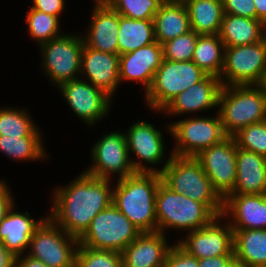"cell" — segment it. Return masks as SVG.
Returning a JSON list of instances; mask_svg holds the SVG:
<instances>
[{
    "mask_svg": "<svg viewBox=\"0 0 266 267\" xmlns=\"http://www.w3.org/2000/svg\"><path fill=\"white\" fill-rule=\"evenodd\" d=\"M112 181L84 171L63 186H55L47 215L69 235L79 239L92 219L112 204Z\"/></svg>",
    "mask_w": 266,
    "mask_h": 267,
    "instance_id": "obj_1",
    "label": "cell"
},
{
    "mask_svg": "<svg viewBox=\"0 0 266 267\" xmlns=\"http://www.w3.org/2000/svg\"><path fill=\"white\" fill-rule=\"evenodd\" d=\"M113 185L114 206L142 233L157 231L156 192L162 182L161 173L135 172Z\"/></svg>",
    "mask_w": 266,
    "mask_h": 267,
    "instance_id": "obj_2",
    "label": "cell"
},
{
    "mask_svg": "<svg viewBox=\"0 0 266 267\" xmlns=\"http://www.w3.org/2000/svg\"><path fill=\"white\" fill-rule=\"evenodd\" d=\"M155 209L157 231L167 236L172 229L186 233L198 230L217 216L206 204L172 191L163 182L156 192Z\"/></svg>",
    "mask_w": 266,
    "mask_h": 267,
    "instance_id": "obj_3",
    "label": "cell"
},
{
    "mask_svg": "<svg viewBox=\"0 0 266 267\" xmlns=\"http://www.w3.org/2000/svg\"><path fill=\"white\" fill-rule=\"evenodd\" d=\"M162 182L172 191L206 204L217 216L223 214L224 200L214 190L195 157L173 155L161 172Z\"/></svg>",
    "mask_w": 266,
    "mask_h": 267,
    "instance_id": "obj_4",
    "label": "cell"
},
{
    "mask_svg": "<svg viewBox=\"0 0 266 267\" xmlns=\"http://www.w3.org/2000/svg\"><path fill=\"white\" fill-rule=\"evenodd\" d=\"M218 112L225 134L233 136L250 124L266 120V93L260 85L222 86Z\"/></svg>",
    "mask_w": 266,
    "mask_h": 267,
    "instance_id": "obj_5",
    "label": "cell"
},
{
    "mask_svg": "<svg viewBox=\"0 0 266 267\" xmlns=\"http://www.w3.org/2000/svg\"><path fill=\"white\" fill-rule=\"evenodd\" d=\"M84 46L82 34L67 32L38 46L41 54L40 69L57 87L59 84L80 78Z\"/></svg>",
    "mask_w": 266,
    "mask_h": 267,
    "instance_id": "obj_6",
    "label": "cell"
},
{
    "mask_svg": "<svg viewBox=\"0 0 266 267\" xmlns=\"http://www.w3.org/2000/svg\"><path fill=\"white\" fill-rule=\"evenodd\" d=\"M165 128V133L169 132L174 138L171 153L183 157H195L227 137L218 111L213 117L188 115L167 124Z\"/></svg>",
    "mask_w": 266,
    "mask_h": 267,
    "instance_id": "obj_7",
    "label": "cell"
},
{
    "mask_svg": "<svg viewBox=\"0 0 266 267\" xmlns=\"http://www.w3.org/2000/svg\"><path fill=\"white\" fill-rule=\"evenodd\" d=\"M207 74L192 60L178 62L162 60L149 90L143 94L144 102L153 113H159L172 99L194 84L202 81Z\"/></svg>",
    "mask_w": 266,
    "mask_h": 267,
    "instance_id": "obj_8",
    "label": "cell"
},
{
    "mask_svg": "<svg viewBox=\"0 0 266 267\" xmlns=\"http://www.w3.org/2000/svg\"><path fill=\"white\" fill-rule=\"evenodd\" d=\"M141 233L112 203L92 219L78 242L89 248L122 252Z\"/></svg>",
    "mask_w": 266,
    "mask_h": 267,
    "instance_id": "obj_9",
    "label": "cell"
},
{
    "mask_svg": "<svg viewBox=\"0 0 266 267\" xmlns=\"http://www.w3.org/2000/svg\"><path fill=\"white\" fill-rule=\"evenodd\" d=\"M127 129V132L124 133L129 158L135 172L161 173L172 157V153L169 151L170 155L166 158L165 154L168 153L165 151L168 148H165L166 142L161 128L158 129L157 125L141 119L131 123ZM157 165L162 167L158 169V167L156 168Z\"/></svg>",
    "mask_w": 266,
    "mask_h": 267,
    "instance_id": "obj_10",
    "label": "cell"
},
{
    "mask_svg": "<svg viewBox=\"0 0 266 267\" xmlns=\"http://www.w3.org/2000/svg\"><path fill=\"white\" fill-rule=\"evenodd\" d=\"M78 239L61 229L49 216L35 229L26 255L48 267H75Z\"/></svg>",
    "mask_w": 266,
    "mask_h": 267,
    "instance_id": "obj_11",
    "label": "cell"
},
{
    "mask_svg": "<svg viewBox=\"0 0 266 267\" xmlns=\"http://www.w3.org/2000/svg\"><path fill=\"white\" fill-rule=\"evenodd\" d=\"M266 72V37L256 43L225 47L222 86L260 85Z\"/></svg>",
    "mask_w": 266,
    "mask_h": 267,
    "instance_id": "obj_12",
    "label": "cell"
},
{
    "mask_svg": "<svg viewBox=\"0 0 266 267\" xmlns=\"http://www.w3.org/2000/svg\"><path fill=\"white\" fill-rule=\"evenodd\" d=\"M99 138L91 145L92 163L83 171L90 176L108 180L116 176L119 180L134 174L125 133L119 130L109 131Z\"/></svg>",
    "mask_w": 266,
    "mask_h": 267,
    "instance_id": "obj_13",
    "label": "cell"
},
{
    "mask_svg": "<svg viewBox=\"0 0 266 267\" xmlns=\"http://www.w3.org/2000/svg\"><path fill=\"white\" fill-rule=\"evenodd\" d=\"M72 113L86 126H96L110 114L112 98L90 82L78 78L57 86Z\"/></svg>",
    "mask_w": 266,
    "mask_h": 267,
    "instance_id": "obj_14",
    "label": "cell"
},
{
    "mask_svg": "<svg viewBox=\"0 0 266 267\" xmlns=\"http://www.w3.org/2000/svg\"><path fill=\"white\" fill-rule=\"evenodd\" d=\"M237 144L233 136L201 151L195 158L210 179L214 190L225 200L235 188Z\"/></svg>",
    "mask_w": 266,
    "mask_h": 267,
    "instance_id": "obj_15",
    "label": "cell"
},
{
    "mask_svg": "<svg viewBox=\"0 0 266 267\" xmlns=\"http://www.w3.org/2000/svg\"><path fill=\"white\" fill-rule=\"evenodd\" d=\"M185 234L186 236L176 240V243L198 260L234 255L233 229L223 215L216 216L204 227Z\"/></svg>",
    "mask_w": 266,
    "mask_h": 267,
    "instance_id": "obj_16",
    "label": "cell"
},
{
    "mask_svg": "<svg viewBox=\"0 0 266 267\" xmlns=\"http://www.w3.org/2000/svg\"><path fill=\"white\" fill-rule=\"evenodd\" d=\"M222 83L217 76L207 75L202 81L194 84L172 99L159 114L181 118L188 114L193 116L210 109L218 111L219 94ZM199 112V113H198ZM185 114V116H184ZM187 114V115H186Z\"/></svg>",
    "mask_w": 266,
    "mask_h": 267,
    "instance_id": "obj_17",
    "label": "cell"
},
{
    "mask_svg": "<svg viewBox=\"0 0 266 267\" xmlns=\"http://www.w3.org/2000/svg\"><path fill=\"white\" fill-rule=\"evenodd\" d=\"M163 60V47L158 42L151 43L132 52L120 55L119 80L138 82L146 93L152 85L155 72Z\"/></svg>",
    "mask_w": 266,
    "mask_h": 267,
    "instance_id": "obj_18",
    "label": "cell"
},
{
    "mask_svg": "<svg viewBox=\"0 0 266 267\" xmlns=\"http://www.w3.org/2000/svg\"><path fill=\"white\" fill-rule=\"evenodd\" d=\"M92 2L94 7L88 28L81 33L84 44L101 52L118 54L119 14L104 0Z\"/></svg>",
    "mask_w": 266,
    "mask_h": 267,
    "instance_id": "obj_19",
    "label": "cell"
},
{
    "mask_svg": "<svg viewBox=\"0 0 266 267\" xmlns=\"http://www.w3.org/2000/svg\"><path fill=\"white\" fill-rule=\"evenodd\" d=\"M118 54L83 46L80 78L100 88L112 99L120 86Z\"/></svg>",
    "mask_w": 266,
    "mask_h": 267,
    "instance_id": "obj_20",
    "label": "cell"
},
{
    "mask_svg": "<svg viewBox=\"0 0 266 267\" xmlns=\"http://www.w3.org/2000/svg\"><path fill=\"white\" fill-rule=\"evenodd\" d=\"M222 215L232 229H266V194H230Z\"/></svg>",
    "mask_w": 266,
    "mask_h": 267,
    "instance_id": "obj_21",
    "label": "cell"
},
{
    "mask_svg": "<svg viewBox=\"0 0 266 267\" xmlns=\"http://www.w3.org/2000/svg\"><path fill=\"white\" fill-rule=\"evenodd\" d=\"M161 232H143L121 253L123 267H165L172 245Z\"/></svg>",
    "mask_w": 266,
    "mask_h": 267,
    "instance_id": "obj_22",
    "label": "cell"
},
{
    "mask_svg": "<svg viewBox=\"0 0 266 267\" xmlns=\"http://www.w3.org/2000/svg\"><path fill=\"white\" fill-rule=\"evenodd\" d=\"M16 208L14 204L0 222V244L15 257L26 254L35 229L48 216L45 213L33 219L27 211L21 213Z\"/></svg>",
    "mask_w": 266,
    "mask_h": 267,
    "instance_id": "obj_23",
    "label": "cell"
},
{
    "mask_svg": "<svg viewBox=\"0 0 266 267\" xmlns=\"http://www.w3.org/2000/svg\"><path fill=\"white\" fill-rule=\"evenodd\" d=\"M237 178L232 194H266V157L237 147Z\"/></svg>",
    "mask_w": 266,
    "mask_h": 267,
    "instance_id": "obj_24",
    "label": "cell"
},
{
    "mask_svg": "<svg viewBox=\"0 0 266 267\" xmlns=\"http://www.w3.org/2000/svg\"><path fill=\"white\" fill-rule=\"evenodd\" d=\"M237 267L266 266V229H233Z\"/></svg>",
    "mask_w": 266,
    "mask_h": 267,
    "instance_id": "obj_25",
    "label": "cell"
},
{
    "mask_svg": "<svg viewBox=\"0 0 266 267\" xmlns=\"http://www.w3.org/2000/svg\"><path fill=\"white\" fill-rule=\"evenodd\" d=\"M218 35L225 47L256 44L266 37V26L257 19L224 13Z\"/></svg>",
    "mask_w": 266,
    "mask_h": 267,
    "instance_id": "obj_26",
    "label": "cell"
},
{
    "mask_svg": "<svg viewBox=\"0 0 266 267\" xmlns=\"http://www.w3.org/2000/svg\"><path fill=\"white\" fill-rule=\"evenodd\" d=\"M155 41H166L184 35L191 30L185 4L164 2L153 18Z\"/></svg>",
    "mask_w": 266,
    "mask_h": 267,
    "instance_id": "obj_27",
    "label": "cell"
},
{
    "mask_svg": "<svg viewBox=\"0 0 266 267\" xmlns=\"http://www.w3.org/2000/svg\"><path fill=\"white\" fill-rule=\"evenodd\" d=\"M185 6L191 30L198 35L219 34L224 16L223 0H189Z\"/></svg>",
    "mask_w": 266,
    "mask_h": 267,
    "instance_id": "obj_28",
    "label": "cell"
},
{
    "mask_svg": "<svg viewBox=\"0 0 266 267\" xmlns=\"http://www.w3.org/2000/svg\"><path fill=\"white\" fill-rule=\"evenodd\" d=\"M155 42L153 20H135L119 15L118 55Z\"/></svg>",
    "mask_w": 266,
    "mask_h": 267,
    "instance_id": "obj_29",
    "label": "cell"
},
{
    "mask_svg": "<svg viewBox=\"0 0 266 267\" xmlns=\"http://www.w3.org/2000/svg\"><path fill=\"white\" fill-rule=\"evenodd\" d=\"M225 45L218 34L199 35L192 61L207 75L220 77L224 66Z\"/></svg>",
    "mask_w": 266,
    "mask_h": 267,
    "instance_id": "obj_30",
    "label": "cell"
},
{
    "mask_svg": "<svg viewBox=\"0 0 266 267\" xmlns=\"http://www.w3.org/2000/svg\"><path fill=\"white\" fill-rule=\"evenodd\" d=\"M43 137L0 136V152L11 161H45L49 154L45 149Z\"/></svg>",
    "mask_w": 266,
    "mask_h": 267,
    "instance_id": "obj_31",
    "label": "cell"
},
{
    "mask_svg": "<svg viewBox=\"0 0 266 267\" xmlns=\"http://www.w3.org/2000/svg\"><path fill=\"white\" fill-rule=\"evenodd\" d=\"M27 110L24 107L20 109L11 106L0 107V136L42 137L41 127Z\"/></svg>",
    "mask_w": 266,
    "mask_h": 267,
    "instance_id": "obj_32",
    "label": "cell"
},
{
    "mask_svg": "<svg viewBox=\"0 0 266 267\" xmlns=\"http://www.w3.org/2000/svg\"><path fill=\"white\" fill-rule=\"evenodd\" d=\"M25 16V24L27 25V33L30 39L36 44L41 45L50 41L64 33L61 31L60 18L44 12L35 10L30 7Z\"/></svg>",
    "mask_w": 266,
    "mask_h": 267,
    "instance_id": "obj_33",
    "label": "cell"
},
{
    "mask_svg": "<svg viewBox=\"0 0 266 267\" xmlns=\"http://www.w3.org/2000/svg\"><path fill=\"white\" fill-rule=\"evenodd\" d=\"M119 15L129 19L153 20L164 0H104Z\"/></svg>",
    "mask_w": 266,
    "mask_h": 267,
    "instance_id": "obj_34",
    "label": "cell"
},
{
    "mask_svg": "<svg viewBox=\"0 0 266 267\" xmlns=\"http://www.w3.org/2000/svg\"><path fill=\"white\" fill-rule=\"evenodd\" d=\"M75 267H123L122 253L78 245Z\"/></svg>",
    "mask_w": 266,
    "mask_h": 267,
    "instance_id": "obj_35",
    "label": "cell"
},
{
    "mask_svg": "<svg viewBox=\"0 0 266 267\" xmlns=\"http://www.w3.org/2000/svg\"><path fill=\"white\" fill-rule=\"evenodd\" d=\"M233 137L237 147L266 157V120L240 129Z\"/></svg>",
    "mask_w": 266,
    "mask_h": 267,
    "instance_id": "obj_36",
    "label": "cell"
},
{
    "mask_svg": "<svg viewBox=\"0 0 266 267\" xmlns=\"http://www.w3.org/2000/svg\"><path fill=\"white\" fill-rule=\"evenodd\" d=\"M198 34L190 30L188 33L166 41L162 44L163 59L169 61H190L195 50Z\"/></svg>",
    "mask_w": 266,
    "mask_h": 267,
    "instance_id": "obj_37",
    "label": "cell"
},
{
    "mask_svg": "<svg viewBox=\"0 0 266 267\" xmlns=\"http://www.w3.org/2000/svg\"><path fill=\"white\" fill-rule=\"evenodd\" d=\"M165 267H199L198 259L185 250H183L176 242L167 253Z\"/></svg>",
    "mask_w": 266,
    "mask_h": 267,
    "instance_id": "obj_38",
    "label": "cell"
},
{
    "mask_svg": "<svg viewBox=\"0 0 266 267\" xmlns=\"http://www.w3.org/2000/svg\"><path fill=\"white\" fill-rule=\"evenodd\" d=\"M224 13L256 19L253 0H223Z\"/></svg>",
    "mask_w": 266,
    "mask_h": 267,
    "instance_id": "obj_39",
    "label": "cell"
},
{
    "mask_svg": "<svg viewBox=\"0 0 266 267\" xmlns=\"http://www.w3.org/2000/svg\"><path fill=\"white\" fill-rule=\"evenodd\" d=\"M66 0H32L31 8L60 18L66 10Z\"/></svg>",
    "mask_w": 266,
    "mask_h": 267,
    "instance_id": "obj_40",
    "label": "cell"
},
{
    "mask_svg": "<svg viewBox=\"0 0 266 267\" xmlns=\"http://www.w3.org/2000/svg\"><path fill=\"white\" fill-rule=\"evenodd\" d=\"M12 193L7 181L0 178V222L12 206L17 204Z\"/></svg>",
    "mask_w": 266,
    "mask_h": 267,
    "instance_id": "obj_41",
    "label": "cell"
},
{
    "mask_svg": "<svg viewBox=\"0 0 266 267\" xmlns=\"http://www.w3.org/2000/svg\"><path fill=\"white\" fill-rule=\"evenodd\" d=\"M199 267H237L235 255H222L198 260Z\"/></svg>",
    "mask_w": 266,
    "mask_h": 267,
    "instance_id": "obj_42",
    "label": "cell"
},
{
    "mask_svg": "<svg viewBox=\"0 0 266 267\" xmlns=\"http://www.w3.org/2000/svg\"><path fill=\"white\" fill-rule=\"evenodd\" d=\"M15 267H48L45 263L23 254L16 256Z\"/></svg>",
    "mask_w": 266,
    "mask_h": 267,
    "instance_id": "obj_43",
    "label": "cell"
},
{
    "mask_svg": "<svg viewBox=\"0 0 266 267\" xmlns=\"http://www.w3.org/2000/svg\"><path fill=\"white\" fill-rule=\"evenodd\" d=\"M15 256L0 244V267H15Z\"/></svg>",
    "mask_w": 266,
    "mask_h": 267,
    "instance_id": "obj_44",
    "label": "cell"
},
{
    "mask_svg": "<svg viewBox=\"0 0 266 267\" xmlns=\"http://www.w3.org/2000/svg\"><path fill=\"white\" fill-rule=\"evenodd\" d=\"M256 9V19L266 26V0H253Z\"/></svg>",
    "mask_w": 266,
    "mask_h": 267,
    "instance_id": "obj_45",
    "label": "cell"
},
{
    "mask_svg": "<svg viewBox=\"0 0 266 267\" xmlns=\"http://www.w3.org/2000/svg\"><path fill=\"white\" fill-rule=\"evenodd\" d=\"M165 2L168 3H178V4H185L189 0H164Z\"/></svg>",
    "mask_w": 266,
    "mask_h": 267,
    "instance_id": "obj_46",
    "label": "cell"
},
{
    "mask_svg": "<svg viewBox=\"0 0 266 267\" xmlns=\"http://www.w3.org/2000/svg\"><path fill=\"white\" fill-rule=\"evenodd\" d=\"M260 86L263 88L264 92L266 93V72H265V76Z\"/></svg>",
    "mask_w": 266,
    "mask_h": 267,
    "instance_id": "obj_47",
    "label": "cell"
}]
</instances>
